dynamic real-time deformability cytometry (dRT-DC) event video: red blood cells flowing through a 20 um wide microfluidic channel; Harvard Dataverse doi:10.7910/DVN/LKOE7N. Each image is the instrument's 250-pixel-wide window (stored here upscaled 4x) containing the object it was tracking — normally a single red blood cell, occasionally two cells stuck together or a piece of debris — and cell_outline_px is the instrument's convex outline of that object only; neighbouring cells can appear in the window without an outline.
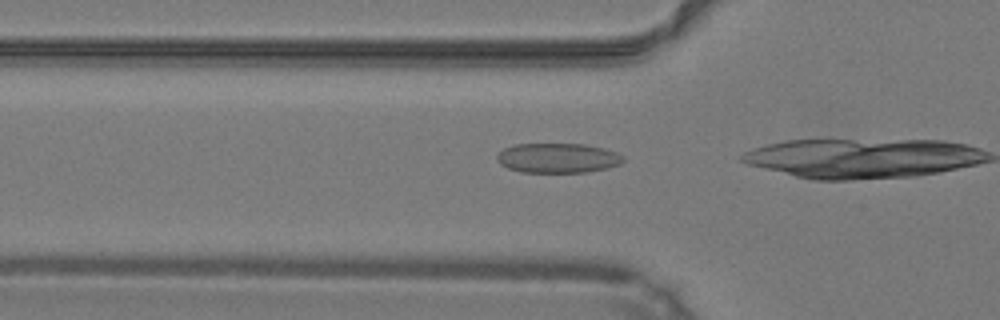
{"species": "common noctule bat (a hibernating species)", "species_latin": "Nyctalus noctula", "temperature_condition": "warm", "stored_images_in_passage": 3, "camera_frame_rate_fps": 3000, "um_per_image_px": 0.085, "animal": {"sex": "male", "body_mass_g": 19.2, "forearm_length_mm": 51.8}, "frame": {"image": 1, "passage_image": 2, "time_ms": 0.333, "image_size_px": [1000, 320], "cell_outline_px": [[624, 160], [620, 164], [608, 168], [588, 172], [520, 172], [508, 168], [500, 164], [496, 160], [496, 156], [504, 148], [516, 144], [584, 144], [604, 148], [616, 152], [624, 156]], "centroid_in_image_um": [47.42, 13.43], "position_along_channel_um": 78.4, "area_um2": 21.96}}